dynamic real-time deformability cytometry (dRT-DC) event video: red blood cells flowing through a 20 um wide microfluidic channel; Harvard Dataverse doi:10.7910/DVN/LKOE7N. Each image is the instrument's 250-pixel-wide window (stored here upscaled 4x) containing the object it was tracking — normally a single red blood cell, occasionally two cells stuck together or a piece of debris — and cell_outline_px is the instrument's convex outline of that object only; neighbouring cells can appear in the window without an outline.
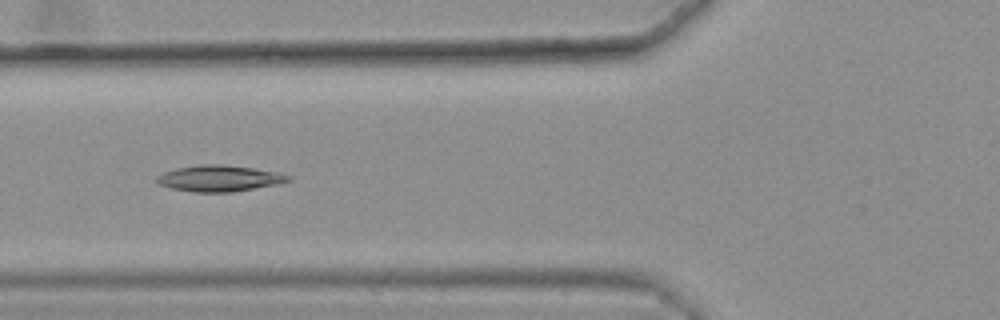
{"species": "common noctule bat (a hibernating species)", "species_latin": "Nyctalus noctula", "temperature_condition": "warm", "stored_images_in_passage": 48, "camera_frame_rate_fps": 3000, "um_per_image_px": 0.085, "animal": {"sex": "female", "body_mass_g": 25.1}, "frame": {"image": 1, "passage_image": 21, "time_ms": 6.667, "image_size_px": [1000, 320], "cell_outline_px": [[292, 180], [284, 184], [232, 192], [192, 192], [172, 188], [160, 184], [152, 180], [156, 176], [164, 172], [176, 168], [200, 164], [224, 164], [252, 168], [276, 172], [292, 176]], "centroid_in_image_um": [18.68, 15.16], "position_along_channel_um": 107.1, "area_um2": 20.4}}